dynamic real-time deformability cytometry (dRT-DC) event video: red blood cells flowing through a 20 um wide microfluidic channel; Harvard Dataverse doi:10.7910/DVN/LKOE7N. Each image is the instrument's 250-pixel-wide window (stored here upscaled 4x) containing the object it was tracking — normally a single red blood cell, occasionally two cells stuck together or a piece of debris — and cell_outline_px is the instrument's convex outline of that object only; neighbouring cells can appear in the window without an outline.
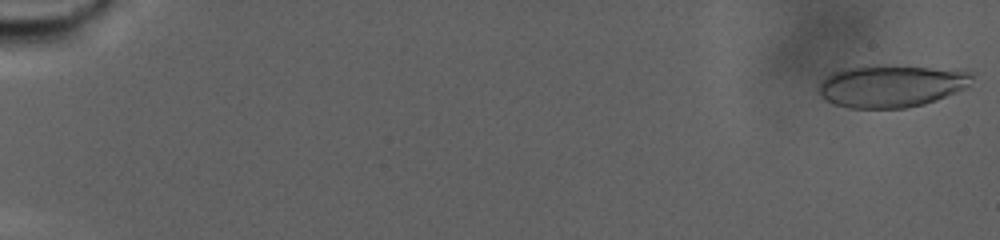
{"species": "human", "species_latin": "Homo sapiens", "temperature_condition": "warm", "stored_images_in_passage": 91, "camera_frame_rate_fps": 3000, "um_per_image_px": 0.085, "donor": {"sex": "male"}, "frame": {"image": 1, "passage_image": 2, "time_ms": 0.333, "image_size_px": [1000, 240], "cell_outline_px": [[976, 72], [968, 88], [936, 100], [924, 104], [904, 108], [848, 108], [836, 104], [820, 96], [816, 92], [816, 88], [832, 72], [864, 64], [884, 64]], "centroid_in_image_um": [75.77, 7.29], "position_along_channel_um": 9.2, "area_um2": 38.26}}
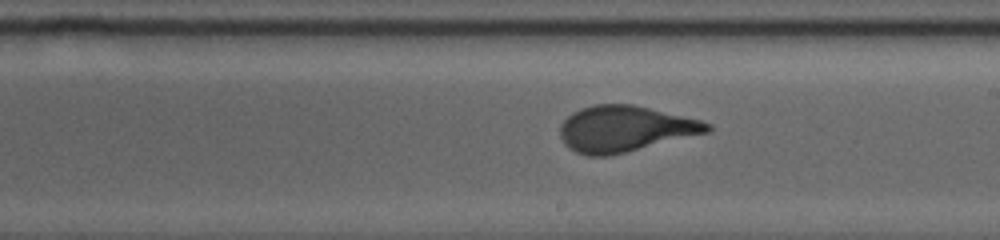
{"frame": {"image": 2, "passage_image": 56, "time_ms": 18.333, "image_size_px": [1000, 240], "cell_outline_px": [[712, 128], [708, 132], [608, 156], [588, 156], [576, 152], [568, 148], [564, 144], [560, 136], [560, 124], [572, 112], [580, 108], [596, 104], [632, 104], [700, 120], [712, 124]], "centroid_in_image_um": [53.07, 10.94], "position_along_channel_um": 235.9, "area_um2": 39.13}}
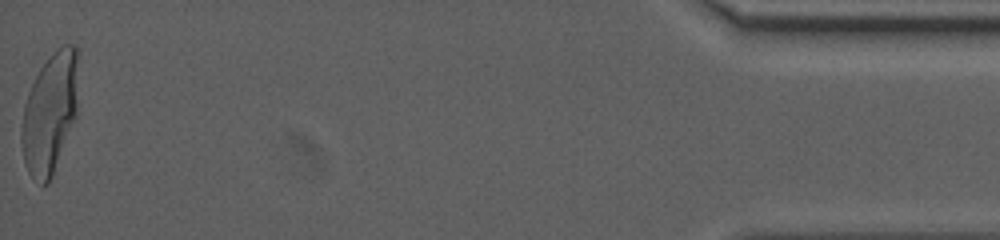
{"frame": {"image": 3, "passage_image": 91, "time_ms": 30.0, "image_size_px": [1000, 240], "cell_outline_px": [[80, 56], [76, 116], [52, 176], [48, 184], [40, 184], [28, 172], [24, 160], [20, 140], [20, 132], [24, 104], [28, 92], [40, 68], [56, 48], [64, 44], [76, 44], [80, 52]], "centroid_in_image_um": [4.27, 9.53], "position_along_channel_um": 430.9, "area_um2": 40.46}, "authors_computed_cell_mechanics": {"area_um2": 38.3792, "velocity_mm_per_s": 2.3805, "shape_relaxation_time_tau1_ms": 11.1465, "shape_relaxation_time_tau2_ms": null, "deformation_change_tau1": 0.2769, "deformation_change_tau2": null}}